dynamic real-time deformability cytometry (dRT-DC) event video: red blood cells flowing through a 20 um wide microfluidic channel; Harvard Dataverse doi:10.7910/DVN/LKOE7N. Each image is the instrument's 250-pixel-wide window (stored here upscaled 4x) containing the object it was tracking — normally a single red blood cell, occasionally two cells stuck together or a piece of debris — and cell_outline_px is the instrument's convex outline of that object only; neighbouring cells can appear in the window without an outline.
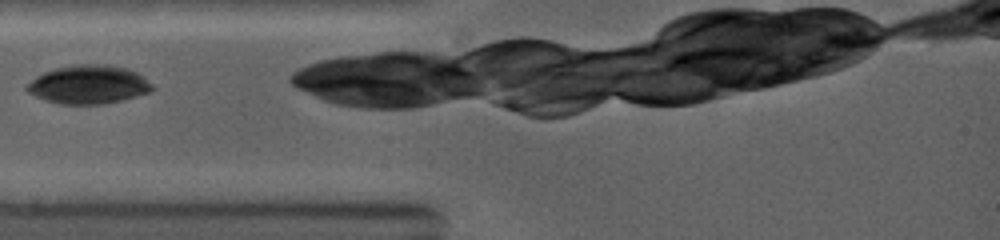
{"species": "common noctule bat (a hibernating species)", "species_latin": "Nyctalus noctula", "temperature_condition": "warm", "stored_images_in_passage": 6, "camera_frame_rate_fps": 5000, "um_per_image_px": 0.085, "animal": {"sex": "female", "body_mass_g": 19.0, "forearm_length_mm": 53.3}, "frame": {"image": 1, "passage_image": 2, "time_ms": 0.4, "image_size_px": [1000, 240], "cell_outline_px": [[156, 88], [148, 92], [136, 96], [120, 100], [100, 104], [60, 104], [44, 100], [28, 92], [24, 88], [36, 76], [44, 72], [56, 68], [76, 64], [104, 64], [128, 68], [144, 76]], "centroid_in_image_um": [7.53, 7.18], "position_along_channel_um": 77.5, "area_um2": 28.15}}
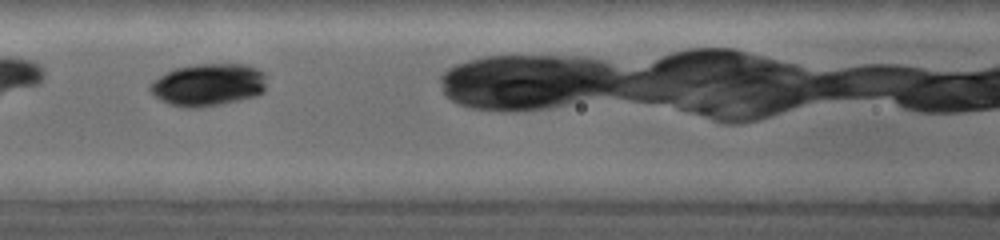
{"frame": {"image": 2, "passage_image": 5, "time_ms": 2.0, "image_size_px": [1000, 240], "cell_outline_px": [[264, 92], [256, 96], [240, 100], [200, 108], [184, 108], [168, 104], [160, 100], [148, 88], [160, 76], [176, 68], [196, 64], [244, 64], [256, 68], [264, 72]], "centroid_in_image_um": [17.71, 7.22], "position_along_channel_um": 148.9, "area_um2": 28.67}}